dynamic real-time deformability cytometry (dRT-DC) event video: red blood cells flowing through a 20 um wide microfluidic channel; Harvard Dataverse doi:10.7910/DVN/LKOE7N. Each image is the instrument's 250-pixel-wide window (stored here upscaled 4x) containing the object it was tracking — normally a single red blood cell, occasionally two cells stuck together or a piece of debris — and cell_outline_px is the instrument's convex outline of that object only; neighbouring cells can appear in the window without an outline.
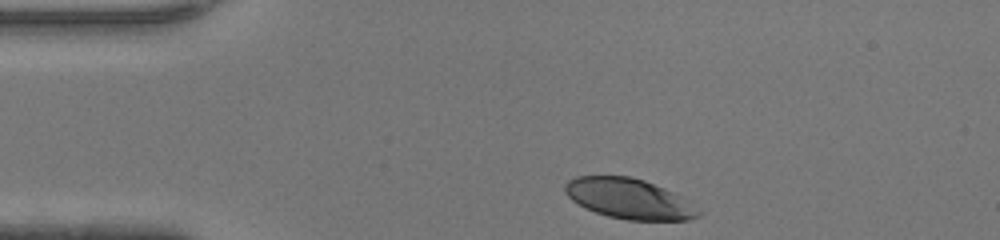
{"species": "human", "species_latin": "Homo sapiens", "temperature_condition": "warm", "stored_images_in_passage": 31, "camera_frame_rate_fps": 3000, "um_per_image_px": 0.085, "donor": {"sex": "female"}, "frame": {"image": 1, "passage_image": 1, "time_ms": 0.0, "image_size_px": [1000, 240], "cell_outline_px": [[704, 212], [700, 216], [688, 220], [628, 220], [608, 216], [596, 212], [572, 200], [564, 192], [564, 184], [568, 180], [576, 176], [628, 176], [644, 180], [664, 188], [680, 196]], "centroid_in_image_um": [53.49, 16.89], "position_along_channel_um": 31.5, "area_um2": 31.15}}
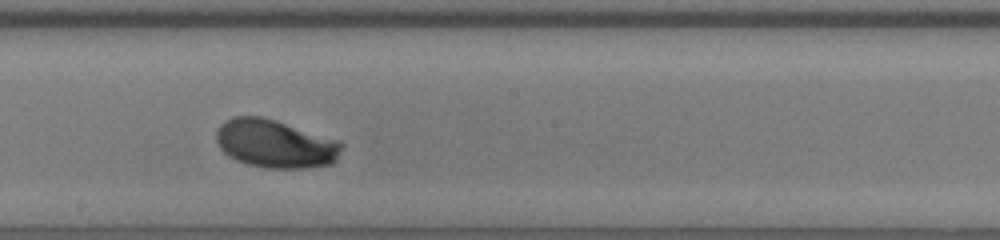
{"frame": {"image": 2, "passage_image": 18, "time_ms": 5.667, "image_size_px": [1000, 240], "cell_outline_px": [[344, 144], [336, 160], [332, 164], [304, 168], [264, 168], [248, 164], [236, 160], [228, 156], [220, 148], [216, 140], [216, 132], [220, 124], [224, 120], [232, 116], [260, 116], [276, 120], [340, 140]], "centroid_in_image_um": [23.39, 12.21], "position_along_channel_um": 224.8, "area_um2": 35.55}}
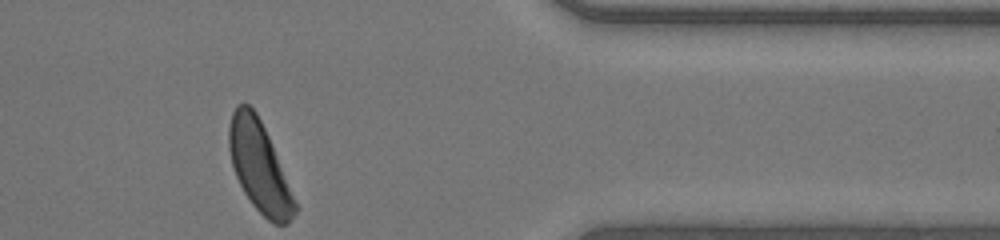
{"frame": {"image": 3, "passage_image": 31, "time_ms": 10.0, "image_size_px": [1000, 240], "cell_outline_px": [[300, 208], [288, 224], [272, 224], [252, 204], [244, 192], [236, 176], [232, 164], [228, 148], [228, 128], [232, 112], [236, 104], [248, 104], [256, 112], [268, 136]], "centroid_in_image_um": [22.06, 14.2], "position_along_channel_um": 389.3, "area_um2": 34.68}, "authors_computed_cell_mechanics": {"area_um2": 34.391, "velocity_mm_per_s": 4.3322, "shape_relaxation_time_tau1_ms": 2.3918, "shape_relaxation_time_tau2_ms": null, "deformation_change_tau1": 0.1634, "deformation_change_tau2": null}}